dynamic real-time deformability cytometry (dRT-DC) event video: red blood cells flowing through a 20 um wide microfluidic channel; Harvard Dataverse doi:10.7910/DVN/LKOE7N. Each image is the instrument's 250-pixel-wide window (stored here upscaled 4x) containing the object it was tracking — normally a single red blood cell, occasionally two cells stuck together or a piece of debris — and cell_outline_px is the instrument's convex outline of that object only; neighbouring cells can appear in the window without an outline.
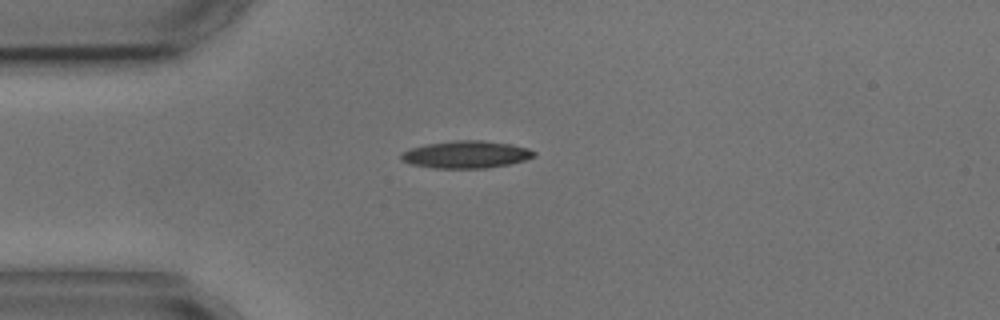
{"species": "common noctule bat (a hibernating species)", "species_latin": "Nyctalus noctula", "temperature_condition": "cold", "stored_images_in_passage": 3, "camera_frame_rate_fps": 3000, "um_per_image_px": 0.085, "animal": {"sex": "male", "body_mass_g": 17.9, "forearm_length_mm": 54.2}, "frame": {"image": 1, "passage_image": 1, "time_ms": 0.0, "image_size_px": [1000, 320], "cell_outline_px": [[536, 156], [524, 160], [508, 164], [488, 168], [432, 168], [412, 164], [400, 160], [400, 152], [412, 148], [428, 144], [452, 140], [484, 140], [512, 144], [528, 148], [536, 152]], "centroid_in_image_um": [39.62, 13.13], "position_along_channel_um": 45.4, "area_um2": 21.27}}